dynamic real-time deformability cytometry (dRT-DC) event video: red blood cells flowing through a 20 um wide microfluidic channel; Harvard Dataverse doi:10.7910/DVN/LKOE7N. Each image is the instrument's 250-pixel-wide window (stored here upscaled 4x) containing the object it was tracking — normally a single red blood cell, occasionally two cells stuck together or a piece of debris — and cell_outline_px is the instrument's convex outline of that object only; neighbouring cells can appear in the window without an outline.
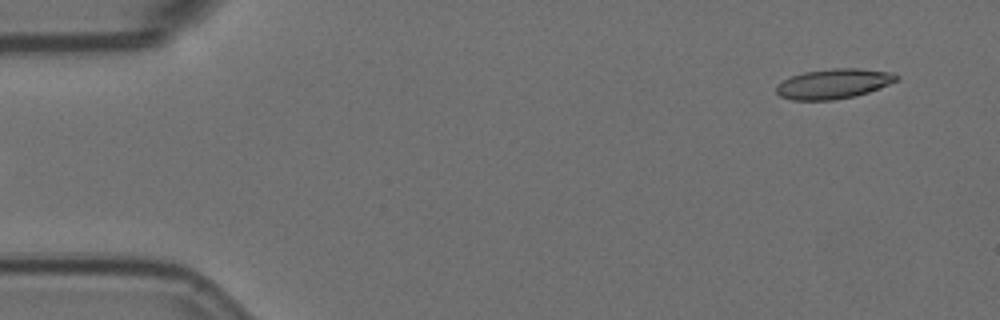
{"species": "Egyptian fruit bat (a non-hibernating species)", "species_latin": "Rousettus aegyptiacus", "temperature_condition": "room temperature", "stored_images_in_passage": 5, "segment_of_instrument_passage": [2, 2], "camera_frame_rate_fps": 3000, "um_per_image_px": 0.085, "animal": {"sex": "female"}, "frame": {"image": 1, "passage_image": 5, "time_ms": 1.333, "image_size_px": [1000, 320], "cell_outline_px": [[900, 76], [896, 80], [888, 84], [868, 92], [856, 96], [832, 100], [792, 100], [780, 96], [776, 92], [776, 88], [784, 80], [792, 76], [804, 72], [832, 68], [860, 68], [892, 72]], "centroid_in_image_um": [70.87, 7.11], "position_along_channel_um": 14.1, "area_um2": 20.81}}